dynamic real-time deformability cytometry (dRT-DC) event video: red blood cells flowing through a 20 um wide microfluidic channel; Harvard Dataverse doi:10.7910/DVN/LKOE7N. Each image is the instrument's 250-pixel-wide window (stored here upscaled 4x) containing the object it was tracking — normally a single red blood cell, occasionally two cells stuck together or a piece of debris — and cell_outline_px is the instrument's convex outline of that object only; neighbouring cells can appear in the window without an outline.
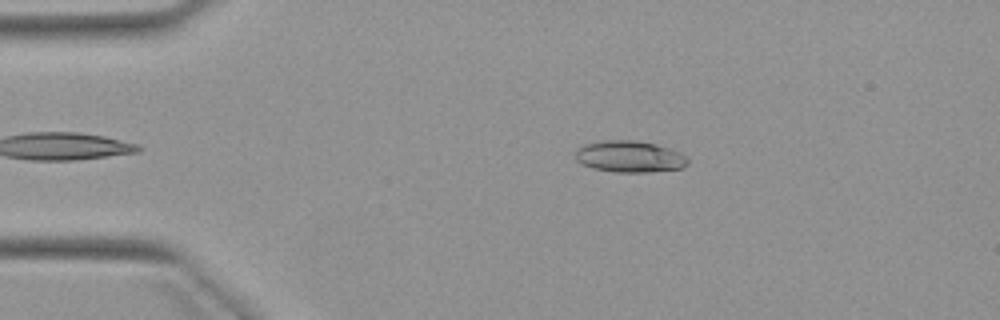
{"species": "Egyptian fruit bat (a non-hibernating species)", "species_latin": "Rousettus aegyptiacus", "temperature_condition": "warm", "stored_images_in_passage": 4, "camera_frame_rate_fps": 3000, "um_per_image_px": 0.085, "animal": {"sex": "female"}, "frame": {"image": 1, "passage_image": 4, "time_ms": 5.667, "image_size_px": [1000, 320], "cell_outline_px": [[688, 164], [680, 168], [648, 172], [616, 172], [592, 168], [576, 160], [576, 148], [584, 144], [604, 140], [636, 140], [656, 144], [680, 152], [688, 160]], "centroid_in_image_um": [53.49, 13.3], "position_along_channel_um": 31.5, "area_um2": 20.58}}